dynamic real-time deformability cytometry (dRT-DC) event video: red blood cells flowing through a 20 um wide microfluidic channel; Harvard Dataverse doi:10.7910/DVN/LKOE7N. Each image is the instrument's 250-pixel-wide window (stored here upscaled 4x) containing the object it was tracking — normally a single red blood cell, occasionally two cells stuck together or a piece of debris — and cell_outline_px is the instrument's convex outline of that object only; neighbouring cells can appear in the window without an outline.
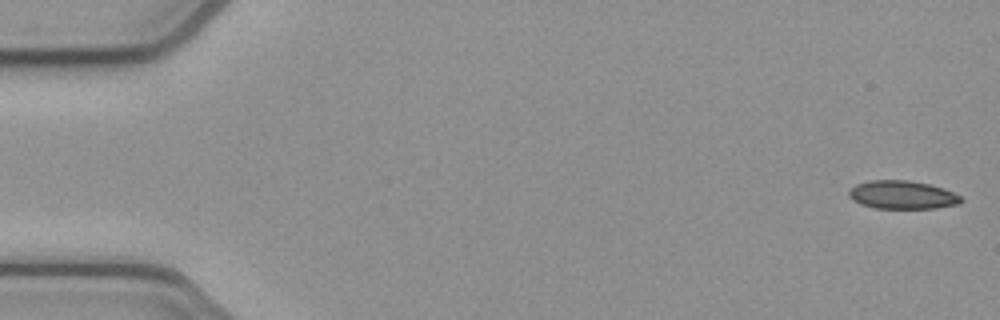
{"species": "common noctule bat (a hibernating species)", "species_latin": "Nyctalus noctula", "temperature_condition": "cold", "stored_images_in_passage": 52, "camera_frame_rate_fps": 3000, "um_per_image_px": 0.085, "animal": {"sex": "female", "body_mass_g": 21.9}, "frame": {"image": 1, "passage_image": 1, "time_ms": 0.0, "image_size_px": [1000, 320], "cell_outline_px": [[964, 200], [960, 204], [936, 208], [876, 208], [860, 204], [852, 200], [848, 196], [848, 192], [856, 184], [868, 180], [908, 180], [928, 184], [944, 188], [960, 196]], "centroid_in_image_um": [76.69, 16.56], "position_along_channel_um": 8.3, "area_um2": 18.55}}
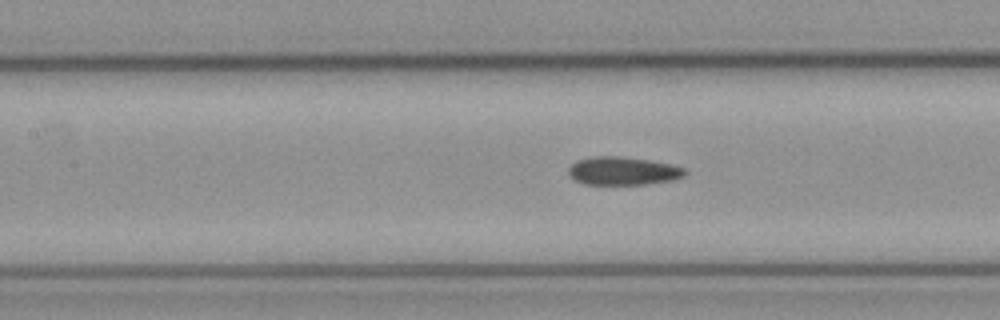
{"frame": {"image": 2, "passage_image": 23, "time_ms": 7.333, "image_size_px": [1000, 320], "cell_outline_px": [[688, 172], [684, 176], [672, 180], [644, 184], [584, 184], [568, 176], [568, 168], [576, 160], [592, 156], [620, 156], [648, 160], [668, 164], [684, 168]], "centroid_in_image_um": [52.91, 14.52], "position_along_channel_um": 154.5, "area_um2": 19.07}}
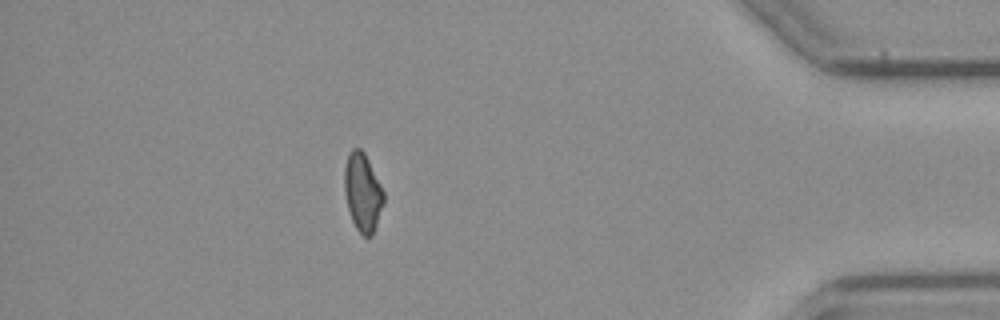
{"frame": {"image": 3, "passage_image": 46, "time_ms": 15.0, "image_size_px": [1000, 320], "cell_outline_px": [[384, 204], [372, 236], [364, 236], [356, 228], [352, 220], [348, 208], [344, 192], [344, 168], [348, 152], [352, 148], [360, 148], [364, 152], [384, 192]], "centroid_in_image_um": [30.81, 16.33], "position_along_channel_um": 404.4, "area_um2": 17.86}}